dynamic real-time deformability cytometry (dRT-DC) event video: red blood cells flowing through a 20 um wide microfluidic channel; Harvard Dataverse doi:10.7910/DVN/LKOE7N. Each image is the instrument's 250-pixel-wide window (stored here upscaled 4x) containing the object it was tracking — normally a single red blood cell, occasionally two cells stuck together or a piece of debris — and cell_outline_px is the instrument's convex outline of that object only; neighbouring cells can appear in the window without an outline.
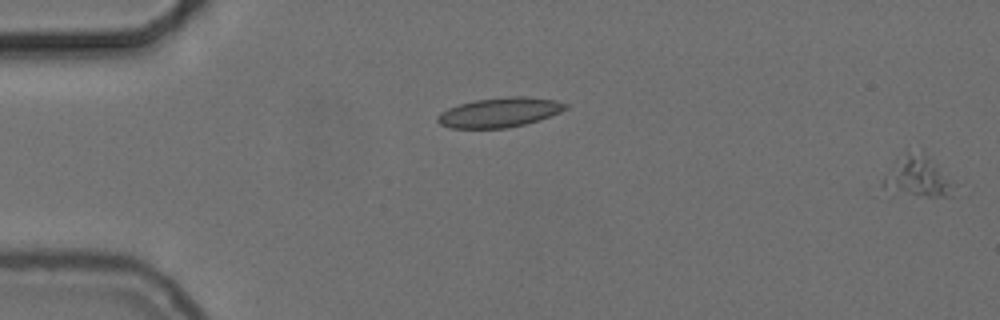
{"species": "common noctule bat (a hibernating species)", "species_latin": "Nyctalus noctula", "temperature_condition": "cold", "stored_images_in_passage": 25, "camera_frame_rate_fps": 3000, "um_per_image_px": 0.085, "animal": {"sex": "female", "body_mass_g": 24.6, "forearm_length_mm": 56.2}, "frame": {"image": 1, "passage_image": 1, "time_ms": 0.0, "image_size_px": [1000, 320], "cell_outline_px": [[956, 184], [952, 196], [928, 196], [884, 188], [880, 184], [896, 160], [908, 152], [924, 156], [936, 164]], "centroid_in_image_um": [78.06, 15.05], "position_along_channel_um": 6.9, "area_um2": 15.66}}
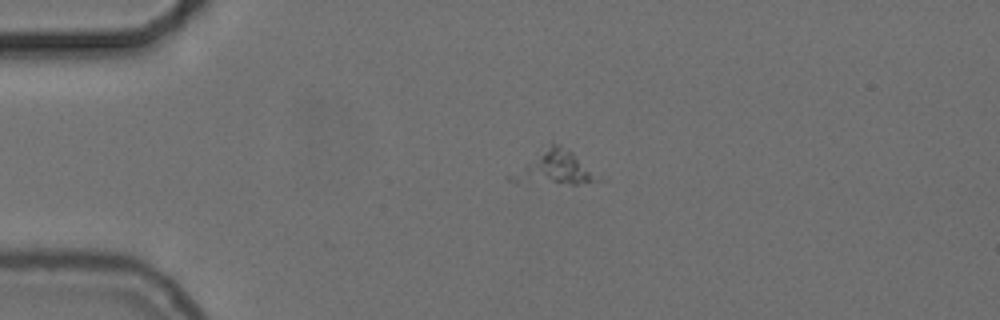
{"frame": {"image": 2, "passage_image": 13, "time_ms": 4.0, "image_size_px": [1000, 320], "cell_outline_px": [[604, 180], [576, 184], [516, 184], [508, 180], [504, 176], [552, 140], [572, 152]], "centroid_in_image_um": [46.98, 14.29], "position_along_channel_um": 38.0, "area_um2": 17.98}}